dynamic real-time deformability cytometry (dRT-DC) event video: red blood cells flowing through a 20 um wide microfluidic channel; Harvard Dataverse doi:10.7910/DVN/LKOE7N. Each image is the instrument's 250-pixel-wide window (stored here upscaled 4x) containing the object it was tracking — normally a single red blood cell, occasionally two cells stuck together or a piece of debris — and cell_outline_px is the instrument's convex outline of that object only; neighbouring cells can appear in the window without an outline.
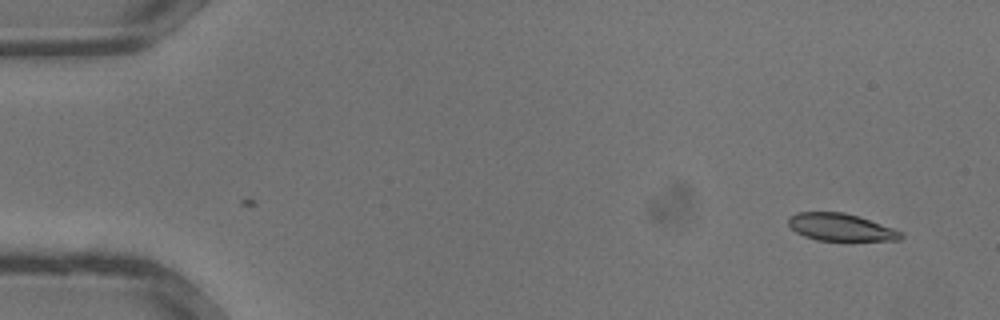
{"species": "common noctule bat (a hibernating species)", "species_latin": "Nyctalus noctula", "temperature_condition": "warm", "stored_images_in_passage": 2, "camera_frame_rate_fps": 3000, "um_per_image_px": 0.085, "animal": {"sex": "male", "body_mass_g": 13.3}, "frame": {"image": 1, "passage_image": 2, "time_ms": 0.333, "image_size_px": [1000, 320], "cell_outline_px": [[904, 236], [900, 240], [816, 240], [804, 236], [796, 232], [788, 224], [788, 216], [796, 212], [844, 212], [904, 232]], "centroid_in_image_um": [71.43, 19.31], "position_along_channel_um": 13.6, "area_um2": 17.74}}